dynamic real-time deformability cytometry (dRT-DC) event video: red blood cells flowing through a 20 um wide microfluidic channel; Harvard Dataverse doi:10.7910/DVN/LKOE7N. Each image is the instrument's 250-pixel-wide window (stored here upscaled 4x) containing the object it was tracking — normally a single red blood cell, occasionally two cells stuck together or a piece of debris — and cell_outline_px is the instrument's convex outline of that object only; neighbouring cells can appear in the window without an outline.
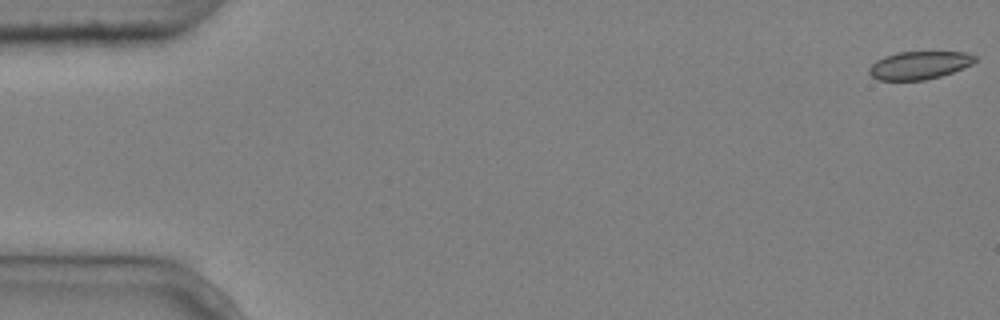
{"species": "common noctule bat (a hibernating species)", "species_latin": "Nyctalus noctula", "temperature_condition": "cold", "stored_images_in_passage": 4, "camera_frame_rate_fps": 3000, "um_per_image_px": 0.085, "animal": {"sex": "male", "body_mass_g": 20.4}, "frame": {"image": 1, "passage_image": 1, "time_ms": 0.0, "image_size_px": [1000, 320], "cell_outline_px": [[976, 60], [972, 64], [952, 72], [940, 76], [924, 80], [876, 80], [868, 72], [868, 68], [876, 60], [884, 56], [896, 52], [968, 52], [976, 56]], "centroid_in_image_um": [78.11, 5.54], "position_along_channel_um": 6.9, "area_um2": 17.28}}
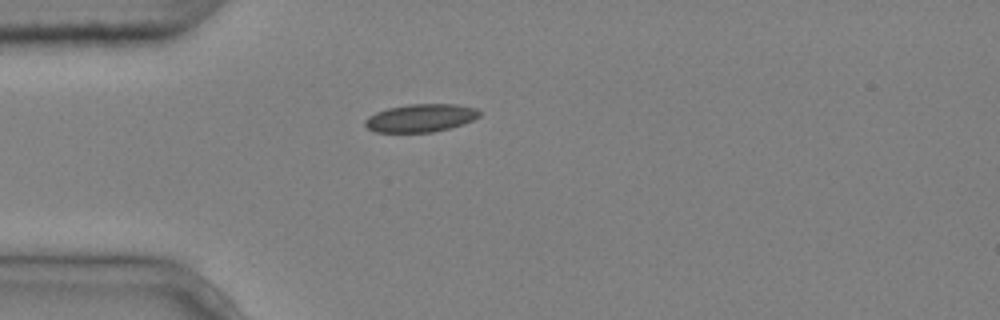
{"frame": {"image": 2, "passage_image": 4, "time_ms": 1.0, "image_size_px": [1000, 320], "cell_outline_px": [[480, 116], [464, 124], [432, 132], [376, 132], [368, 128], [364, 124], [364, 120], [368, 116], [376, 112], [388, 108], [408, 104], [456, 104], [476, 108], [480, 112]], "centroid_in_image_um": [35.75, 10.02], "position_along_channel_um": 49.3, "area_um2": 18.61}}